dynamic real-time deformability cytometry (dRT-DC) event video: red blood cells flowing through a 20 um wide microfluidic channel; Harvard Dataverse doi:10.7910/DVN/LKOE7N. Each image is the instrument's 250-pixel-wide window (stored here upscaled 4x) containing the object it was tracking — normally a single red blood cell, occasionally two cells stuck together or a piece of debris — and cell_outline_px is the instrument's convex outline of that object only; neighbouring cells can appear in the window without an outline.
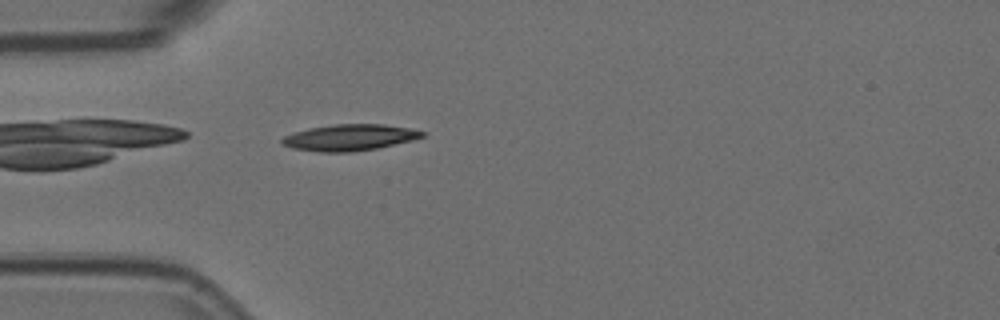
{"species": "Egyptian fruit bat (a non-hibernating species)", "species_latin": "Rousettus aegyptiacus", "temperature_condition": "room temperature", "stored_images_in_passage": 5, "camera_frame_rate_fps": 3000, "um_per_image_px": 0.085, "animal": {"sex": "female"}, "frame": {"image": 1, "passage_image": 5, "time_ms": 1.333, "image_size_px": [1000, 320], "cell_outline_px": [[428, 132], [424, 136], [412, 140], [376, 148], [352, 152], [320, 152], [292, 148], [280, 144], [280, 140], [284, 136], [308, 128], [332, 124], [384, 124], [408, 128]], "centroid_in_image_um": [29.7, 11.68], "position_along_channel_um": 55.3, "area_um2": 21.5}}